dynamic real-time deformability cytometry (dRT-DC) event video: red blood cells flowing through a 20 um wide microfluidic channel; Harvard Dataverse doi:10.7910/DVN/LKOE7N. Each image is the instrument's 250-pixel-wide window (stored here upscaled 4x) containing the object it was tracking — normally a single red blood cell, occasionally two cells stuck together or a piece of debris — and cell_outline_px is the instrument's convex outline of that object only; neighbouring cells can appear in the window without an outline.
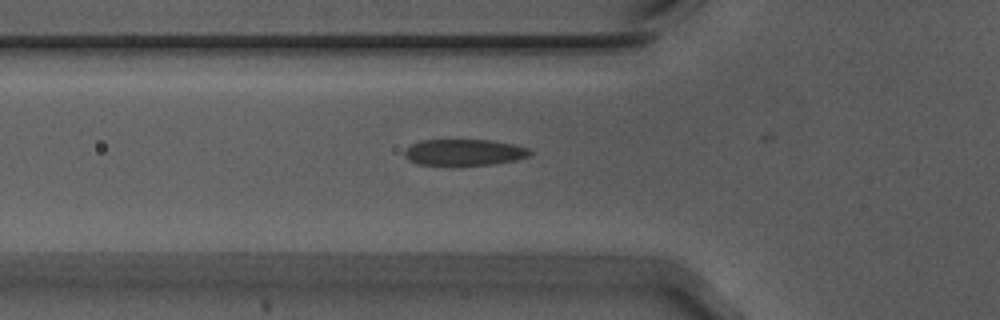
{"species": "Egyptian fruit bat (a non-hibernating species)", "species_latin": "Rousettus aegyptiacus", "temperature_condition": "warm", "stored_images_in_passage": 32, "camera_frame_rate_fps": 3000, "um_per_image_px": 0.085, "animal": {"sex": "male"}, "frame": {"image": 1, "passage_image": 8, "time_ms": 2.333, "image_size_px": [1000, 320], "cell_outline_px": [[532, 152], [528, 156], [516, 160], [492, 164], [452, 168], [416, 164], [408, 160], [404, 156], [404, 152], [412, 144], [420, 140], [492, 140], [512, 144], [528, 148]], "centroid_in_image_um": [39.4, 12.99], "position_along_channel_um": 86.4, "area_um2": 20.0}}
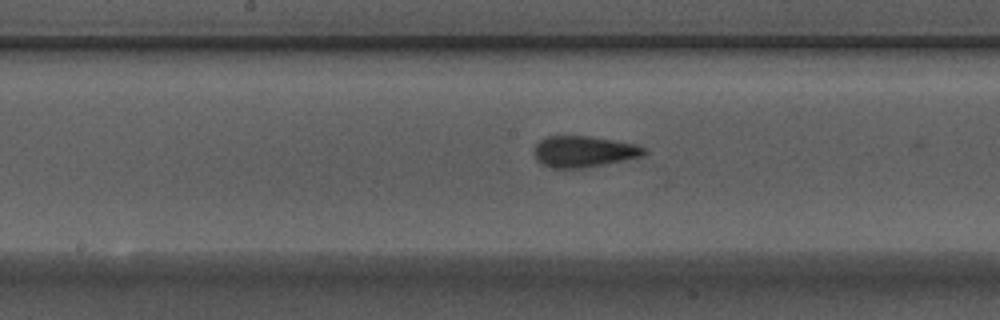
{"frame": {"image": 2, "passage_image": 17, "time_ms": 5.333, "image_size_px": [1000, 320], "cell_outline_px": [[648, 152], [644, 156], [604, 164], [580, 168], [552, 168], [536, 160], [532, 152], [536, 144], [540, 140], [548, 136], [588, 136], [636, 144], [648, 148]], "centroid_in_image_um": [49.63, 12.88], "position_along_channel_um": 198.6, "area_um2": 20.06}}
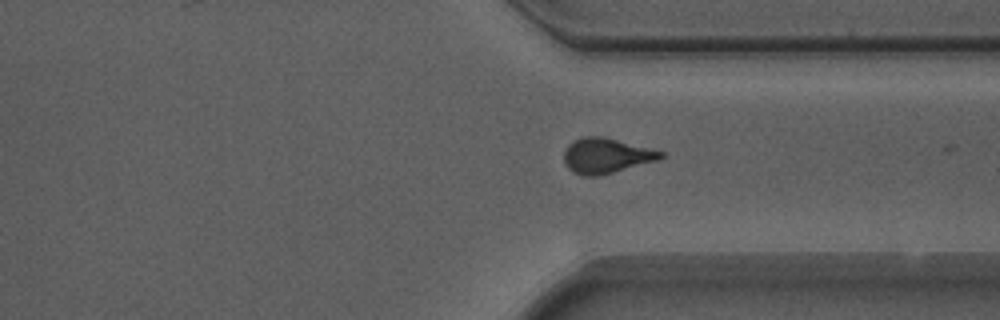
{"frame": {"image": 3, "passage_image": 30, "time_ms": 9.667, "image_size_px": [1000, 320], "cell_outline_px": [[668, 156], [656, 160], [612, 172], [596, 176], [584, 176], [572, 172], [564, 164], [564, 148], [572, 140], [584, 136], [604, 136], [664, 152]], "centroid_in_image_um": [51.48, 13.21], "position_along_channel_um": 359.9, "area_um2": 19.83}}